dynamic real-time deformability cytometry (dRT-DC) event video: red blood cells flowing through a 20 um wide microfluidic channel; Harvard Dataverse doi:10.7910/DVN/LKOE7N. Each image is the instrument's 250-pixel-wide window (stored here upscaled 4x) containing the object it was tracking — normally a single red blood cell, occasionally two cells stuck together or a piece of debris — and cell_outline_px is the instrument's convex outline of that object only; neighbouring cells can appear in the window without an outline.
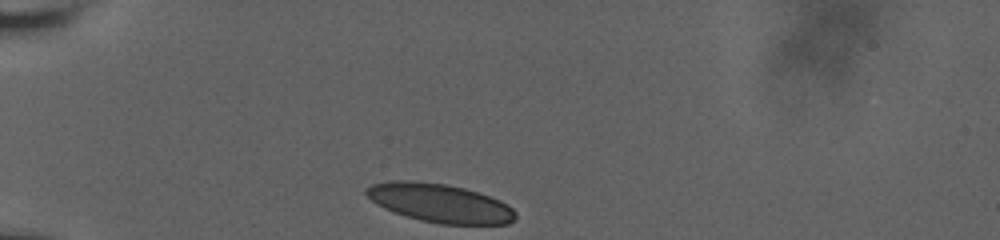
{"species": "human", "species_latin": "Homo sapiens", "temperature_condition": "room temperature", "stored_images_in_passage": 34, "camera_frame_rate_fps": 3000, "um_per_image_px": 0.085, "donor": {"sex": "male"}, "frame": {"image": 1, "passage_image": 1, "time_ms": 0.0, "image_size_px": [1000, 240], "cell_outline_px": [[516, 220], [508, 224], [440, 224], [420, 220], [384, 208], [376, 204], [364, 192], [364, 188], [372, 184], [392, 180], [416, 180], [444, 184], [464, 188], [500, 200], [508, 204], [516, 212]], "centroid_in_image_um": [37.39, 17.25], "position_along_channel_um": 47.6, "area_um2": 33.58}}
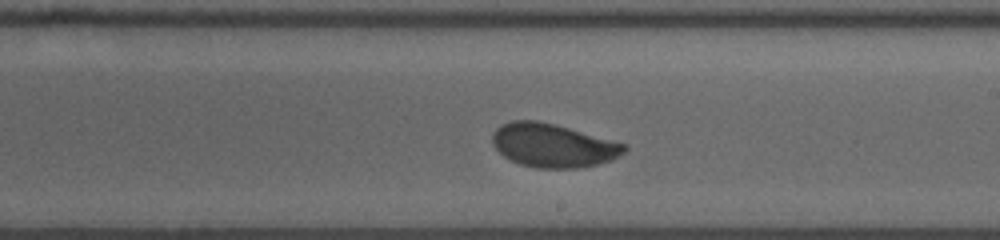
{"frame": {"image": 2, "passage_image": 20, "time_ms": 6.333, "image_size_px": [1000, 240], "cell_outline_px": [[628, 148], [624, 152], [612, 160], [596, 164], [576, 168], [536, 168], [520, 164], [504, 156], [492, 144], [492, 132], [500, 124], [512, 120], [536, 120], [556, 124], [628, 144]], "centroid_in_image_um": [47.0, 12.34], "position_along_channel_um": 242.0, "area_um2": 33.7}}
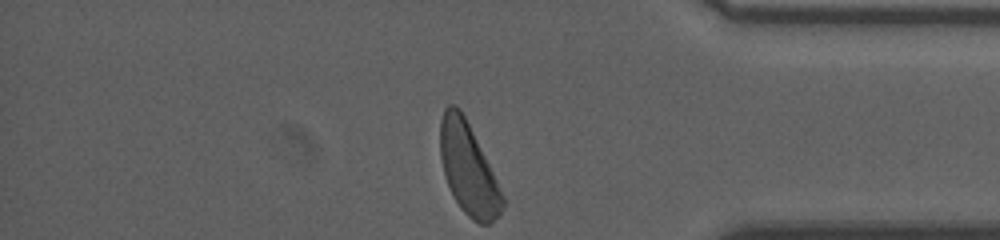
{"frame": {"image": 3, "passage_image": 34, "time_ms": 11.0, "image_size_px": [1000, 240], "cell_outline_px": [[504, 204], [500, 216], [488, 224], [480, 224], [472, 220], [460, 208], [448, 184], [444, 172], [440, 156], [440, 120], [444, 108], [448, 104], [452, 104], [460, 108], [504, 196]], "centroid_in_image_um": [39.79, 14.38], "position_along_channel_um": 395.4, "area_um2": 32.54}, "authors_computed_cell_mechanics": {"area_um2": 33.7552, "velocity_mm_per_s": 3.6393, "shape_relaxation_time_tau1_ms": 2.5871, "shape_relaxation_time_tau2_ms": null, "deformation_change_tau1": 0.113, "deformation_change_tau2": null}}